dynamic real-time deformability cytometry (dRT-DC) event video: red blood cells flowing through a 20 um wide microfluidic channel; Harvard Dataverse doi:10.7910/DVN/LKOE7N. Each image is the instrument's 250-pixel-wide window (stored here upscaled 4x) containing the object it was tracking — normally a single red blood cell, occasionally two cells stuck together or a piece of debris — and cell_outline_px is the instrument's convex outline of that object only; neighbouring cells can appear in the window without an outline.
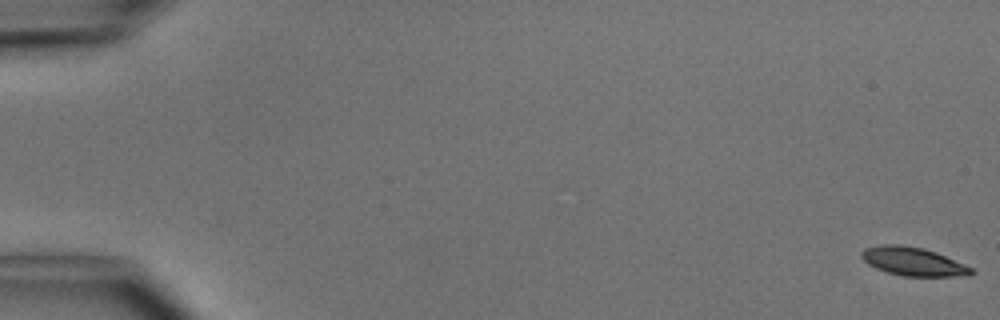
{"species": "common noctule bat (a hibernating species)", "species_latin": "Nyctalus noctula", "temperature_condition": "cold", "stored_images_in_passage": 49, "camera_frame_rate_fps": 3000, "um_per_image_px": 0.085, "animal": {"sex": "male", "body_mass_g": 15.6}, "frame": {"image": 1, "passage_image": 1, "time_ms": 0.0, "image_size_px": [1000, 320], "cell_outline_px": [[976, 272], [968, 276], [900, 276], [876, 268], [868, 264], [860, 256], [860, 252], [864, 248], [880, 244], [900, 244], [924, 248], [936, 252], [964, 264], [972, 268]], "centroid_in_image_um": [77.6, 22.22], "position_along_channel_um": 7.4, "area_um2": 18.38}}
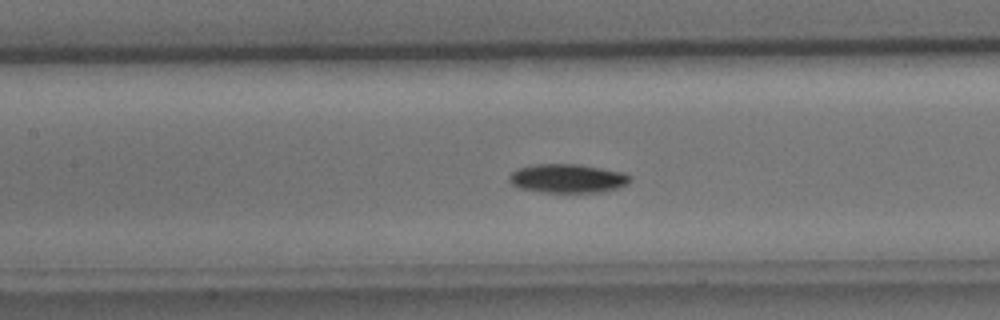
{"frame": {"image": 2, "passage_image": 24, "time_ms": 7.667, "image_size_px": [1000, 320], "cell_outline_px": [[632, 180], [628, 184], [620, 188], [600, 192], [544, 192], [520, 188], [512, 184], [508, 180], [508, 176], [516, 168], [536, 164], [580, 164], [624, 172], [632, 176]], "centroid_in_image_um": [48.28, 15.16], "position_along_channel_um": 159.1, "area_um2": 20.58}}
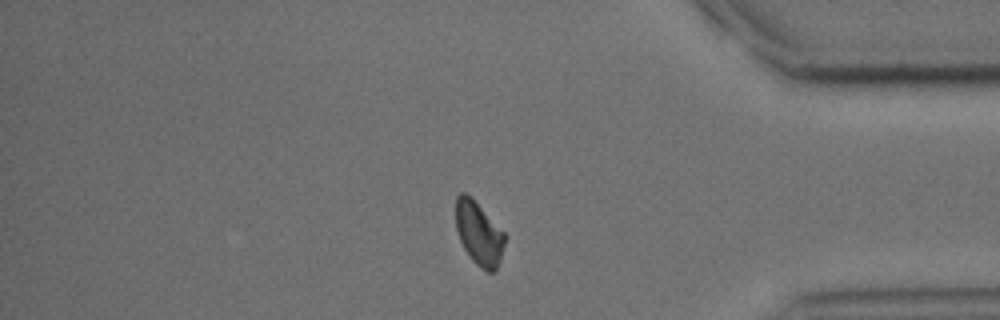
{"frame": {"image": 3, "passage_image": 43, "time_ms": 14.0, "image_size_px": [1000, 320], "cell_outline_px": [[504, 244], [500, 260], [496, 268], [492, 272], [488, 272], [480, 268], [472, 260], [464, 248], [460, 240], [456, 228], [456, 196], [460, 192], [464, 192], [504, 232]], "centroid_in_image_um": [40.68, 19.88], "position_along_channel_um": 394.5, "area_um2": 17.51}}